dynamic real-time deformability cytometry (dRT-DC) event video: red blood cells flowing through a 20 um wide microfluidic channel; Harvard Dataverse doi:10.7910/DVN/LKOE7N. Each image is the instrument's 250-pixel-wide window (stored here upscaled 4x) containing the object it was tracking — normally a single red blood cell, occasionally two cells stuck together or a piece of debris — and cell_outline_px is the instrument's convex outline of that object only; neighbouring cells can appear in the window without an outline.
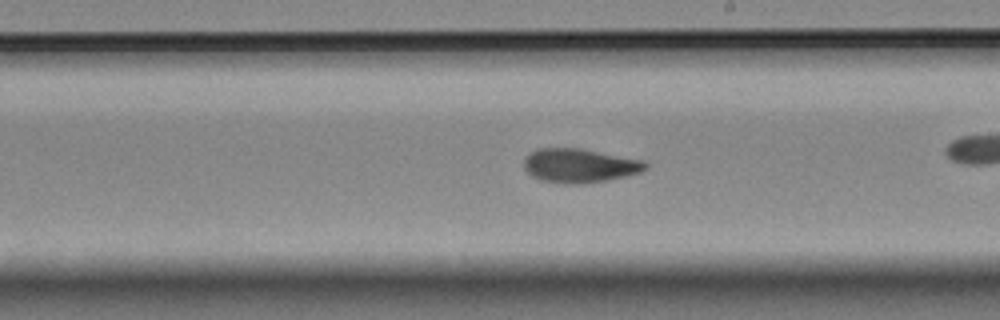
{"species": "Egyptian fruit bat (a non-hibernating species)", "species_latin": "Rousettus aegyptiacus", "temperature_condition": "room temperature", "stored_images_in_passage": 47, "camera_frame_rate_fps": 3000, "um_per_image_px": 0.085, "animal": {"sex": "female"}, "frame": {"image": 1, "passage_image": 27, "time_ms": 8.667, "image_size_px": [1000, 320], "cell_outline_px": [[648, 164], [640, 172], [624, 176], [604, 180], [580, 184], [564, 184], [540, 180], [532, 176], [524, 168], [524, 156], [536, 148], [580, 148], [644, 160]], "centroid_in_image_um": [49.2, 14.06], "position_along_channel_um": 239.8, "area_um2": 24.04}}
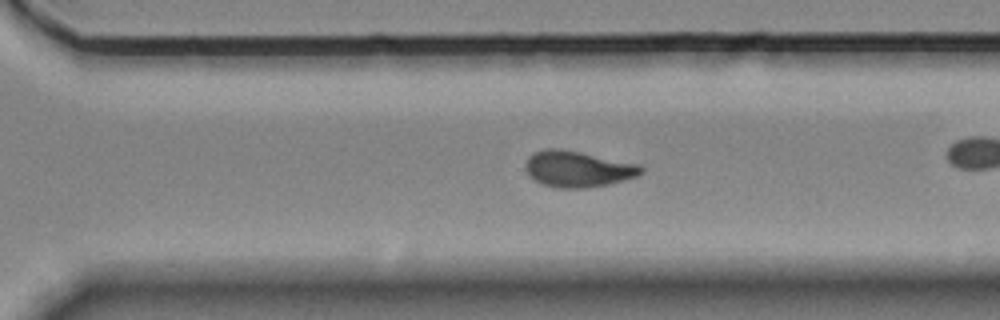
{"frame": {"image": 2, "passage_image": 34, "time_ms": 11.0, "image_size_px": [1000, 320], "cell_outline_px": [[644, 172], [636, 176], [608, 184], [588, 188], [556, 188], [540, 184], [528, 176], [524, 168], [524, 164], [528, 156], [536, 152], [548, 148], [560, 148], [640, 164], [644, 168]], "centroid_in_image_um": [49.07, 14.37], "position_along_channel_um": 321.5, "area_um2": 24.57}, "authors_computed_cell_mechanics": {"area_um2": 23.12, "velocity_mm_per_s": 3.5157, "shape_relaxation_time_tau1_ms": null, "shape_relaxation_time_tau2_ms": 2.3942, "deformation_change_tau1": null, "deformation_change_tau2": 0.0753}}